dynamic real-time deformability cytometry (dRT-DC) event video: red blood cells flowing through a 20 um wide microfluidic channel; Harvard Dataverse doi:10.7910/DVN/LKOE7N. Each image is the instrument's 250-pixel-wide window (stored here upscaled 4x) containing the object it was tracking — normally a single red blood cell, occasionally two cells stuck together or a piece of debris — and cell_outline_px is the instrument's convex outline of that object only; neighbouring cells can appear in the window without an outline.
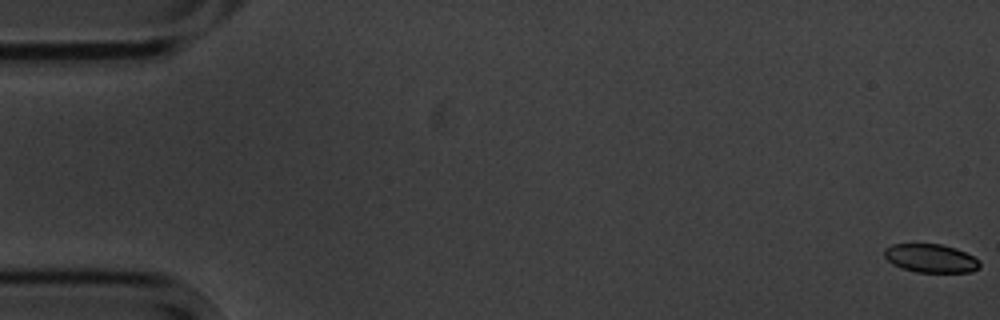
{"species": "common noctule bat (a hibernating species)", "species_latin": "Nyctalus noctula", "temperature_condition": "cold", "stored_images_in_passage": 16, "segment_of_instrument_passage": [1, 2], "camera_frame_rate_fps": 3000, "um_per_image_px": 0.085, "animal": {"sex": "male", "body_mass_g": 20.1, "forearm_length_mm": 53.5}, "frame": {"image": 1, "passage_image": 1, "time_ms": 0.0, "image_size_px": [1000, 320], "cell_outline_px": [[980, 268], [972, 272], [916, 272], [892, 264], [884, 256], [884, 248], [892, 244], [940, 244], [956, 248], [980, 260]], "centroid_in_image_um": [79.12, 21.95], "position_along_channel_um": 5.9, "area_um2": 15.84}}
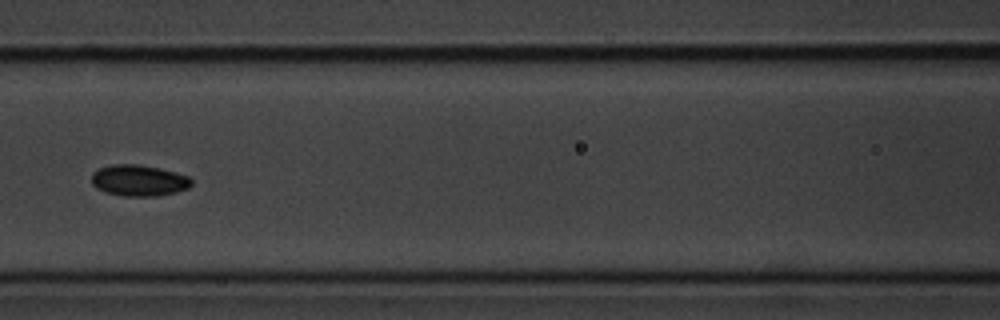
{"frame": {"image": 2, "passage_image": 7, "time_ms": 8.333, "image_size_px": [1000, 320], "cell_outline_px": [[192, 184], [188, 188], [176, 192], [156, 196], [124, 196], [104, 192], [96, 188], [92, 184], [92, 172], [100, 168], [112, 164], [136, 164], [160, 168], [176, 172], [188, 176], [192, 180]], "centroid_in_image_um": [11.79, 15.34], "position_along_channel_um": 154.8, "area_um2": 18.26}}
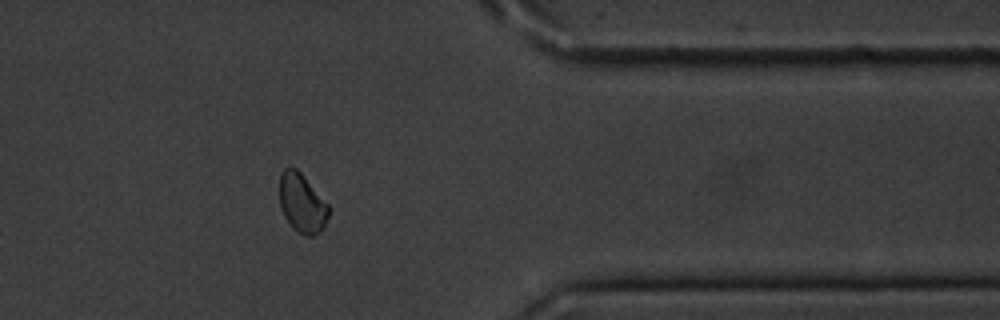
{"frame": {"image": 3, "passage_image": 13, "time_ms": 15.333, "image_size_px": [1000, 320], "cell_outline_px": [[328, 216], [324, 228], [320, 232], [312, 236], [304, 236], [292, 228], [284, 216], [280, 204], [280, 176], [284, 168], [296, 168], [300, 172], [328, 204]], "centroid_in_image_um": [25.67, 17.3], "position_along_channel_um": 385.7, "area_um2": 16.76}}